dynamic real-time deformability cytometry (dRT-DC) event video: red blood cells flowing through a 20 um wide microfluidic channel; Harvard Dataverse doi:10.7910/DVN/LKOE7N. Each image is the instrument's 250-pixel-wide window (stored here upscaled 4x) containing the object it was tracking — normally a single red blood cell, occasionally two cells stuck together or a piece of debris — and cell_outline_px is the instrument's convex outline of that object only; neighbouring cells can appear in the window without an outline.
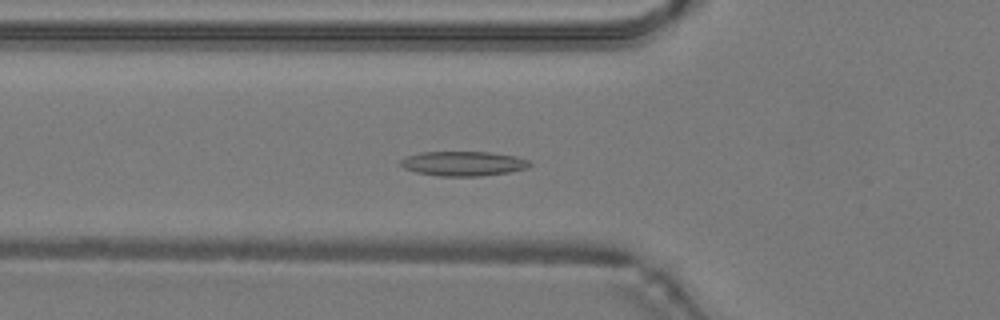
{"species": "common noctule bat (a hibernating species)", "species_latin": "Nyctalus noctula", "temperature_condition": "warm", "stored_images_in_passage": 43, "camera_frame_rate_fps": 3000, "um_per_image_px": 0.085, "animal": {"sex": "male", "body_mass_g": 19.2, "forearm_length_mm": 51.8}, "frame": {"image": 1, "passage_image": 11, "time_ms": 3.333, "image_size_px": [1000, 320], "cell_outline_px": [[532, 164], [528, 168], [508, 172], [480, 176], [440, 176], [416, 172], [404, 168], [400, 164], [400, 160], [408, 156], [420, 152], [488, 152], [516, 156], [528, 160]], "centroid_in_image_um": [39.39, 13.9], "position_along_channel_um": 86.4, "area_um2": 18.44}}
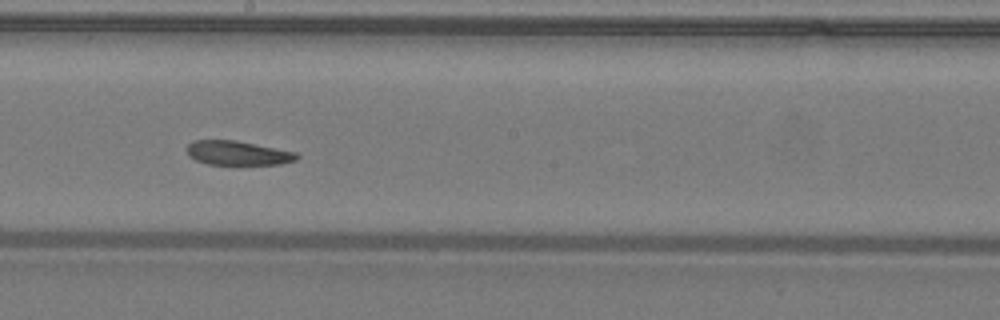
{"frame": {"image": 2, "passage_image": 21, "time_ms": 6.667, "image_size_px": [1000, 320], "cell_outline_px": [[300, 156], [296, 160], [280, 164], [208, 164], [196, 160], [188, 156], [188, 144], [192, 140], [232, 140], [296, 152]], "centroid_in_image_um": [20.19, 13.01], "position_along_channel_um": 228.0, "area_um2": 15.26}}
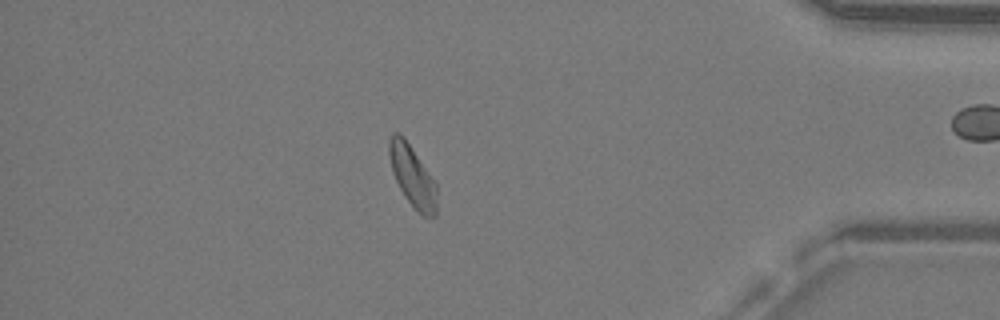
{"frame": {"image": 3, "passage_image": 36, "time_ms": 11.667, "image_size_px": [1000, 320], "cell_outline_px": [[436, 216], [424, 216], [404, 196], [392, 172], [388, 156], [388, 140], [392, 132], [400, 132], [404, 136], [436, 184]], "centroid_in_image_um": [35.01, 14.9], "position_along_channel_um": 400.2, "area_um2": 16.76}, "authors_computed_cell_mechanics": {"area_um2": 17.2244, "velocity_mm_per_s": 4.2291, "shape_relaxation_time_tau1_ms": 7.9074, "shape_relaxation_time_tau2_ms": 3.8245, "deformation_change_tau1": 0.2056, "deformation_change_tau2": 0.0985}}